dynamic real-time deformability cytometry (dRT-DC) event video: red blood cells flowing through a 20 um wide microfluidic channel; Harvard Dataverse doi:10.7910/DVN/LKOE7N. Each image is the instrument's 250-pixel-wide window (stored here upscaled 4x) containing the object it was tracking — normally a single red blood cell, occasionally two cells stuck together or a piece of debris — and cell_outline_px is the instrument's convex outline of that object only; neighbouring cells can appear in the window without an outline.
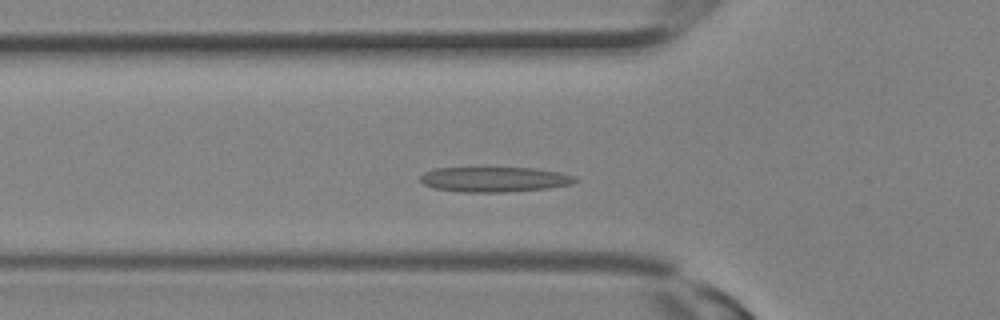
{"species": "Egyptian fruit bat (a non-hibernating species)", "species_latin": "Rousettus aegyptiacus", "temperature_condition": "room temperature", "stored_images_in_passage": 27, "camera_frame_rate_fps": 3000, "um_per_image_px": 0.085, "animal": {"sex": "female"}, "frame": {"image": 1, "passage_image": 8, "time_ms": 2.333, "image_size_px": [1000, 320], "cell_outline_px": [[580, 180], [572, 184], [548, 188], [508, 192], [464, 192], [432, 188], [424, 184], [420, 180], [420, 176], [424, 172], [432, 168], [532, 168], [556, 172], [572, 176]], "centroid_in_image_um": [41.98, 15.25], "position_along_channel_um": 83.8, "area_um2": 22.54}}
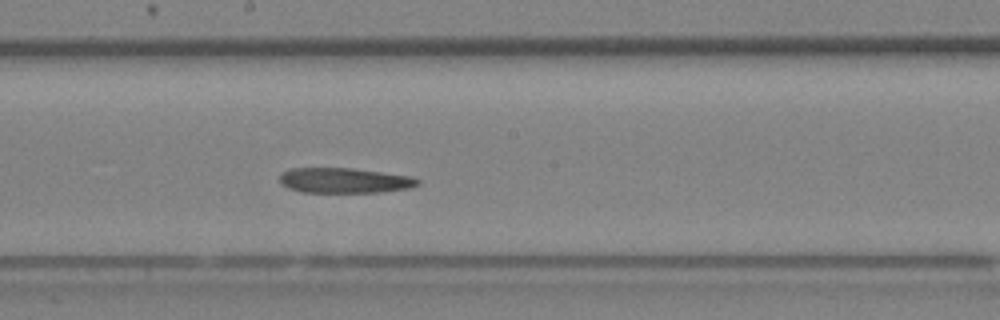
{"frame": {"image": 2, "passage_image": 14, "time_ms": 4.333, "image_size_px": [1000, 320], "cell_outline_px": [[420, 184], [408, 188], [380, 192], [300, 192], [288, 188], [280, 184], [280, 172], [288, 168], [352, 168], [412, 176], [420, 180]], "centroid_in_image_um": [29.24, 15.33], "position_along_channel_um": 219.0, "area_um2": 20.4}}
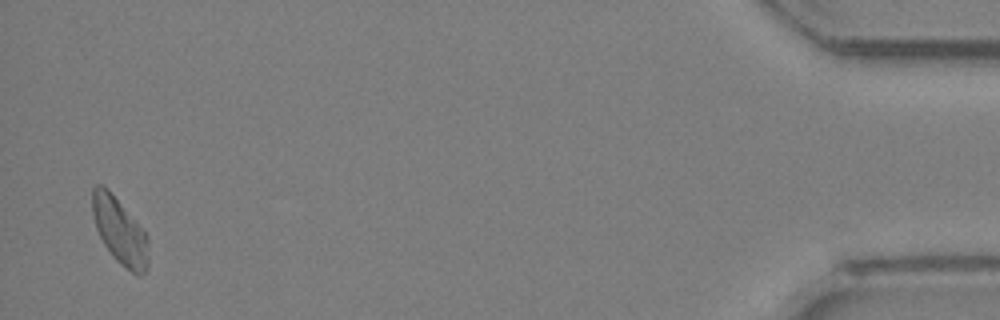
{"frame": {"image": 3, "passage_image": 27, "time_ms": 8.667, "image_size_px": [1000, 320], "cell_outline_px": [[148, 268], [140, 276], [136, 276], [120, 264], [112, 256], [104, 244], [96, 228], [92, 212], [92, 188], [96, 184], [100, 184], [108, 188], [148, 236]], "centroid_in_image_um": [10.18, 19.66], "position_along_channel_um": 425.0, "area_um2": 21.68}}